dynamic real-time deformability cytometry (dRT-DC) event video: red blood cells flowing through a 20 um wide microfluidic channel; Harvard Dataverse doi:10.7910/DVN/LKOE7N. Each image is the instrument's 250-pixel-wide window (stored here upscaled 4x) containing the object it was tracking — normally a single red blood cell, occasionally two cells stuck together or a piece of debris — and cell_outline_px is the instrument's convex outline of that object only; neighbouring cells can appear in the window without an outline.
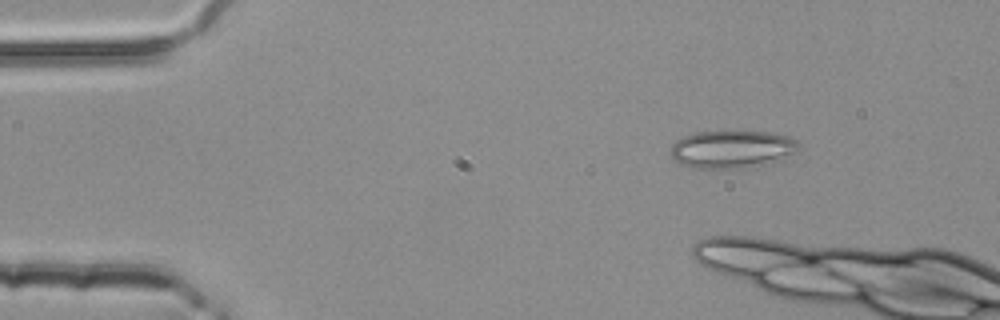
{"species": "common noctule bat (a hibernating species)", "species_latin": "Nyctalus noctula", "temperature_condition": "room temperature", "stored_images_in_passage": 6, "camera_frame_rate_fps": 3000, "um_per_image_px": 0.085, "animal": {"sex": "female", "body_mass_g": 25.1}, "frame": {"image": 1, "passage_image": 1, "time_ms": 0.0, "image_size_px": [1000, 320], "cell_outline_px": [[800, 148], [792, 152], [748, 168], [696, 168], [680, 164], [668, 152], [672, 144], [676, 140], [684, 136], [696, 132], [768, 132], [792, 136], [800, 144]], "centroid_in_image_um": [62.13, 12.66], "position_along_channel_um": 22.9, "area_um2": 27.57}}